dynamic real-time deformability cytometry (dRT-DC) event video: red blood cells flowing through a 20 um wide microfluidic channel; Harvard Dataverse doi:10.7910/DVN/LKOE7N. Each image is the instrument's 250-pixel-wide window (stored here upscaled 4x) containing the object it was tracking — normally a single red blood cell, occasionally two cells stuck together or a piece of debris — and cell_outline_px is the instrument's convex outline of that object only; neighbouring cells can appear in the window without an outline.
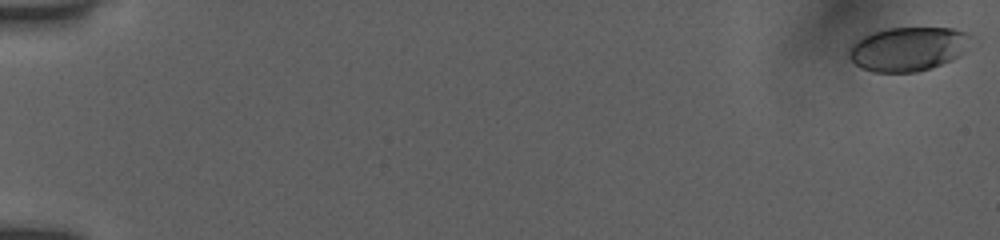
{"species": "human", "species_latin": "Homo sapiens", "temperature_condition": "room temperature", "stored_images_in_passage": 54, "camera_frame_rate_fps": 3000, "um_per_image_px": 0.085, "donor": {"sex": "female"}, "frame": {"image": 1, "passage_image": 1, "time_ms": 0.0, "image_size_px": [1000, 240], "cell_outline_px": [[972, 36], [964, 52], [960, 56], [952, 60], [916, 72], [872, 72], [860, 68], [848, 56], [848, 48], [856, 40], [872, 32], [888, 28], [952, 28], [968, 32]], "centroid_in_image_um": [77.17, 4.15], "position_along_channel_um": 7.8, "area_um2": 31.39}}
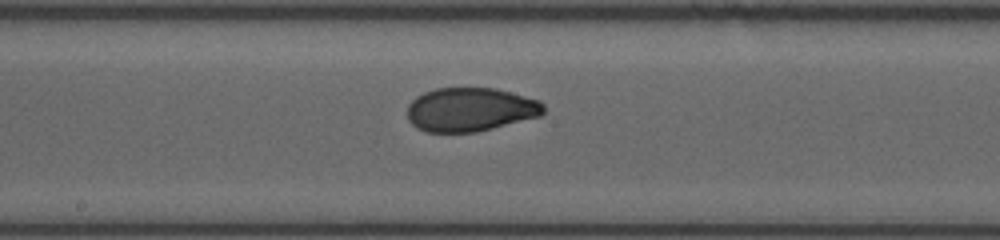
{"frame": {"image": 2, "passage_image": 31, "time_ms": 10.0, "image_size_px": [1000, 240], "cell_outline_px": [[544, 112], [540, 116], [476, 132], [424, 132], [416, 128], [408, 120], [408, 104], [416, 96], [424, 92], [436, 88], [496, 88], [540, 100], [544, 104]], "centroid_in_image_um": [39.96, 9.31], "position_along_channel_um": 208.2, "area_um2": 34.91}}
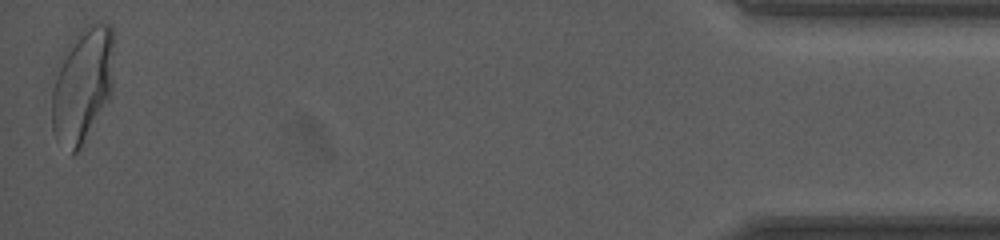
{"frame": {"image": 3, "passage_image": 54, "time_ms": 17.667, "image_size_px": [1000, 240], "cell_outline_px": [[112, 92], [108, 100], [80, 148], [72, 156], [52, 132], [52, 88], [56, 64], [68, 44], [80, 28], [96, 20], [100, 20], [112, 24]], "centroid_in_image_um": [6.98, 7.15], "position_along_channel_um": 428.2, "area_um2": 42.19}, "authors_computed_cell_mechanics": {"area_um2": 35.3158, "velocity_mm_per_s": 3.9092, "shape_relaxation_time_tau1_ms": 5.8054, "shape_relaxation_time_tau2_ms": 0.7633, "deformation_change_tau1": 0.1724, "deformation_change_tau2": 0.0477}}